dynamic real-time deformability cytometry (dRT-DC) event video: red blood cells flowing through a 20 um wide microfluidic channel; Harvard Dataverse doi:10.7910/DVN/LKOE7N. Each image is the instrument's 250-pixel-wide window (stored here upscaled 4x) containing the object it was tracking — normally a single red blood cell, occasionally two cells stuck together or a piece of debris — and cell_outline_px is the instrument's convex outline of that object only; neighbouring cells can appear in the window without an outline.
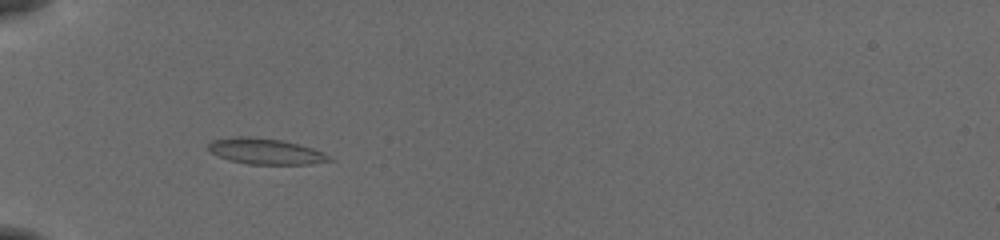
{"species": "common noctule bat (a hibernating species)", "species_latin": "Nyctalus noctula", "temperature_condition": "cold", "stored_images_in_passage": 43, "camera_frame_rate_fps": 3000, "um_per_image_px": 0.085, "animal": {"sex": "female", "body_mass_g": 19.5, "forearm_length_mm": 54.1}, "frame": {"image": 1, "passage_image": 8, "time_ms": 2.333, "image_size_px": [1000, 240], "cell_outline_px": [[336, 160], [308, 164], [248, 164], [228, 160], [208, 152], [208, 144], [212, 140], [236, 136], [248, 136], [284, 140], [300, 144], [324, 152]], "centroid_in_image_um": [22.57, 12.86], "position_along_channel_um": 62.4, "area_um2": 18.5}}
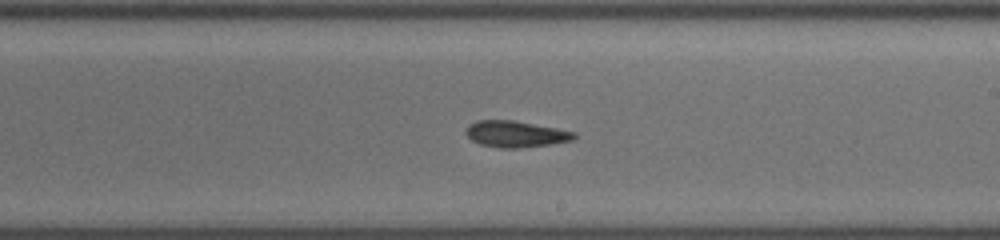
{"frame": {"image": 2, "passage_image": 23, "time_ms": 7.333, "image_size_px": [1000, 240], "cell_outline_px": [[576, 136], [572, 140], [552, 144], [520, 148], [496, 148], [480, 144], [472, 140], [464, 132], [468, 124], [476, 120], [512, 120], [576, 132]], "centroid_in_image_um": [43.79, 11.4], "position_along_channel_um": 245.2, "area_um2": 16.65}}
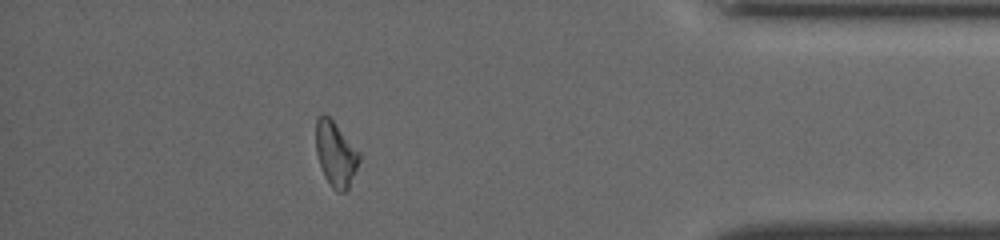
{"frame": {"image": 3, "passage_image": 38, "time_ms": 12.333, "image_size_px": [1000, 240], "cell_outline_px": [[360, 160], [348, 188], [344, 192], [336, 192], [332, 188], [324, 176], [316, 152], [316, 120], [320, 116], [328, 116], [332, 120], [360, 152]], "centroid_in_image_um": [28.53, 13.12], "position_along_channel_um": 406.7, "area_um2": 16.13}, "authors_computed_cell_mechanics": {"area_um2": 16.6464, "velocity_mm_per_s": 3.8639, "shape_relaxation_time_tau1_ms": 7.4886, "shape_relaxation_time_tau2_ms": 3.6687, "deformation_change_tau1": 0.1427, "deformation_change_tau2": 0.0937}}